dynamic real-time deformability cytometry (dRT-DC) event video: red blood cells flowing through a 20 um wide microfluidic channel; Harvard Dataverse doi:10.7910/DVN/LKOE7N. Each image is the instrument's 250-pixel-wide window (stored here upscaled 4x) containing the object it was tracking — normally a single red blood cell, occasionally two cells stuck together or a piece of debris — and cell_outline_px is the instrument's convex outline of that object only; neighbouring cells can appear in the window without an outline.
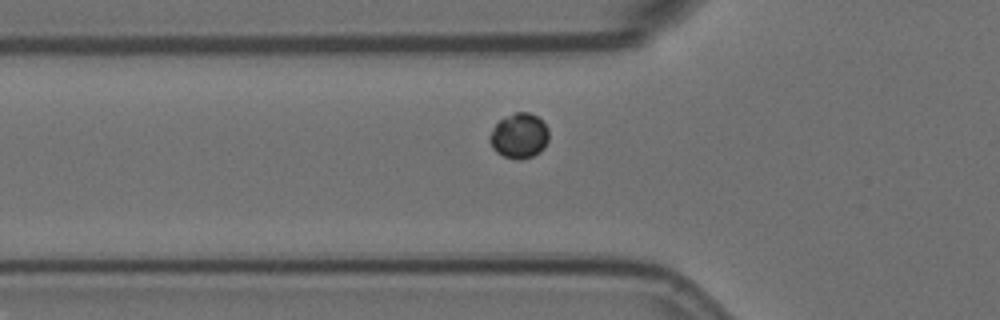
{"species": "Egyptian fruit bat (a non-hibernating species)", "species_latin": "Rousettus aegyptiacus", "temperature_condition": "room temperature", "stored_images_in_passage": 34, "camera_frame_rate_fps": 3000, "um_per_image_px": 0.085, "animal": {"sex": "female"}, "frame": {"image": 1, "passage_image": 2, "time_ms": 0.333, "image_size_px": [1000, 320], "cell_outline_px": [[548, 140], [544, 148], [540, 152], [532, 156], [520, 160], [516, 160], [504, 156], [496, 152], [492, 148], [488, 140], [488, 136], [496, 124], [504, 116], [516, 112], [528, 112], [536, 116], [548, 128]], "centroid_in_image_um": [44.11, 11.55], "position_along_channel_um": 81.7, "area_um2": 15.61}}
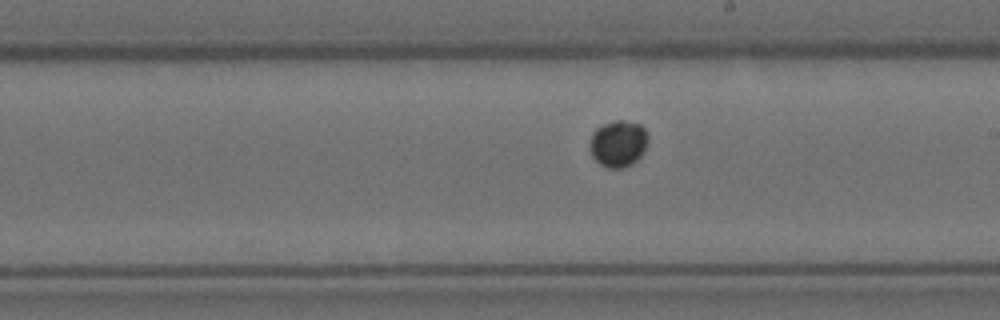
{"frame": {"image": 2, "passage_image": 15, "time_ms": 4.667, "image_size_px": [1000, 320], "cell_outline_px": [[648, 140], [640, 156], [632, 164], [624, 168], [608, 168], [600, 164], [592, 156], [588, 148], [588, 144], [592, 132], [600, 124], [616, 120], [624, 120], [640, 124], [648, 132]], "centroid_in_image_um": [52.51, 12.19], "position_along_channel_um": 236.5, "area_um2": 16.13}}
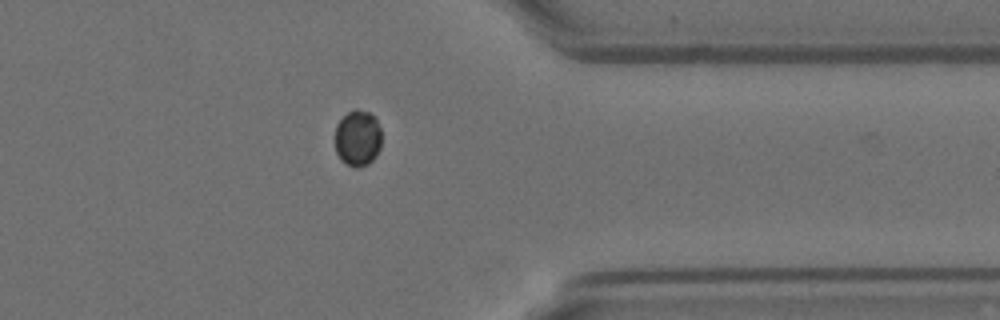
{"frame": {"image": 3, "passage_image": 28, "time_ms": 9.0, "image_size_px": [1000, 320], "cell_outline_px": [[380, 148], [376, 156], [368, 164], [356, 168], [348, 164], [336, 152], [336, 124], [348, 112], [356, 108], [368, 112], [376, 120], [380, 128]], "centroid_in_image_um": [30.41, 11.73], "position_along_channel_um": 381.0, "area_um2": 14.91}}